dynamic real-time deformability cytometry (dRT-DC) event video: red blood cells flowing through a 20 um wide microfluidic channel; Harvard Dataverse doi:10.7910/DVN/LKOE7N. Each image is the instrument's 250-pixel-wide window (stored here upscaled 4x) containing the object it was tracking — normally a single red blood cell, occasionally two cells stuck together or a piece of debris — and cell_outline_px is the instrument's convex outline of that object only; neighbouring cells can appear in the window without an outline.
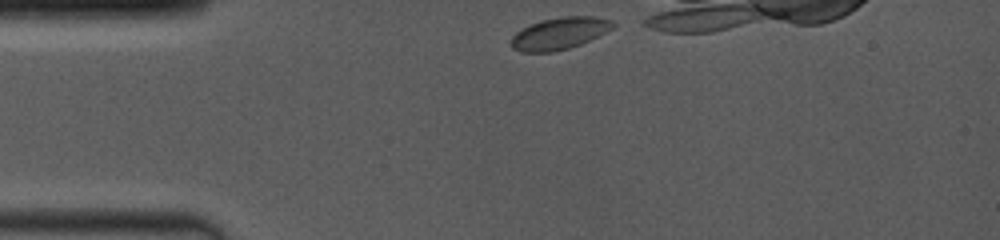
{"species": "common noctule bat (a hibernating species)", "species_latin": "Nyctalus noctula", "temperature_condition": "room temperature", "stored_images_in_passage": 18, "camera_frame_rate_fps": 4000, "um_per_image_px": 0.085, "animal": {"sex": "female", "body_mass_g": 19.0, "forearm_length_mm": 53.3}, "frame": {"image": 1, "passage_image": 1, "time_ms": 0.0, "image_size_px": [1000, 240], "cell_outline_px": [[616, 24], [612, 28], [580, 44], [568, 48], [552, 52], [520, 52], [512, 48], [512, 36], [516, 32], [540, 20], [560, 16], [596, 16], [612, 20]], "centroid_in_image_um": [47.55, 2.82], "position_along_channel_um": 37.5, "area_um2": 18.79}}
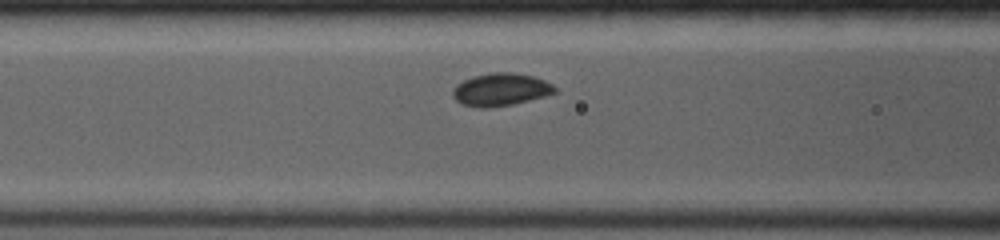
{"frame": {"image": 2, "passage_image": 9, "time_ms": 3.0, "image_size_px": [1000, 240], "cell_outline_px": [[556, 92], [544, 96], [512, 104], [488, 108], [480, 108], [464, 104], [456, 100], [452, 96], [452, 92], [456, 84], [464, 80], [476, 76], [492, 72], [512, 72], [532, 76], [544, 80], [552, 84], [556, 88]], "centroid_in_image_um": [42.55, 7.61], "position_along_channel_um": 124.1, "area_um2": 19.19}}
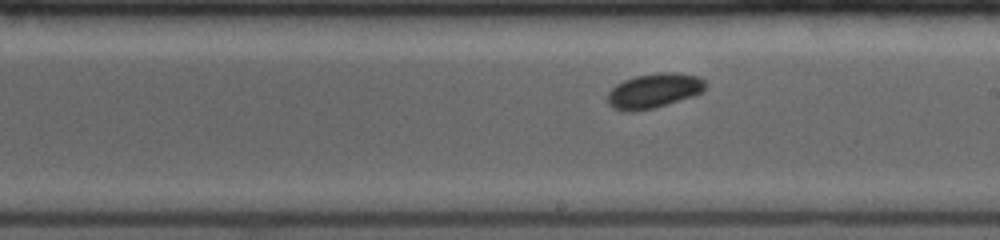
{"frame": {"image": 3, "passage_image": 16, "time_ms": 5.75, "image_size_px": [1000, 240], "cell_outline_px": [[704, 88], [700, 92], [692, 96], [652, 108], [632, 112], [628, 112], [612, 108], [608, 104], [608, 92], [616, 84], [624, 80], [636, 76], [660, 72], [672, 72], [700, 76], [704, 80]], "centroid_in_image_um": [55.54, 7.71], "position_along_channel_um": 233.5, "area_um2": 19.54}}